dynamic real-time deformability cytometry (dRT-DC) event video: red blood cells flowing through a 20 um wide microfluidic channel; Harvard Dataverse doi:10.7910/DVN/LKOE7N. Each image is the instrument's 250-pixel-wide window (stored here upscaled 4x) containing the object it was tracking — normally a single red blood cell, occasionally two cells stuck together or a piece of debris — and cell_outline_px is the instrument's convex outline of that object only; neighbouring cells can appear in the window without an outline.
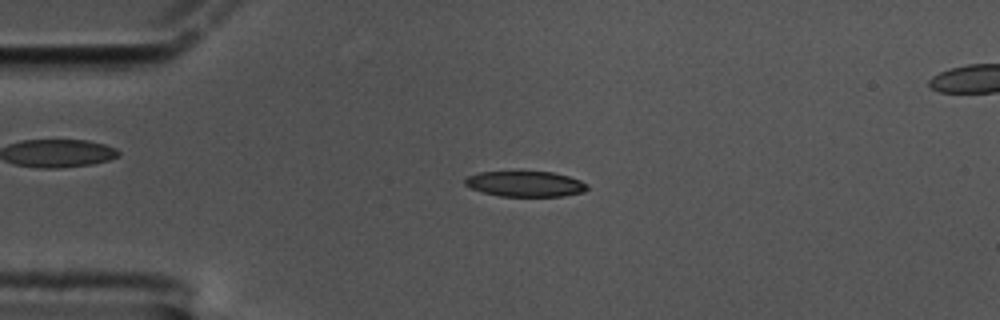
{"species": "common noctule bat (a hibernating species)", "species_latin": "Nyctalus noctula", "temperature_condition": "cold", "stored_images_in_passage": 60, "camera_frame_rate_fps": 3000, "um_per_image_px": 0.085, "animal": {"sex": "male", "body_mass_g": 17.5, "forearm_length_mm": 52.3}, "frame": {"image": 1, "passage_image": 14, "time_ms": 4.333, "image_size_px": [1000, 320], "cell_outline_px": [[588, 188], [584, 192], [564, 196], [500, 196], [484, 192], [472, 188], [464, 184], [464, 180], [468, 176], [480, 172], [552, 172], [568, 176], [580, 180], [588, 184]], "centroid_in_image_um": [44.68, 15.63], "position_along_channel_um": 40.3, "area_um2": 18.03}}
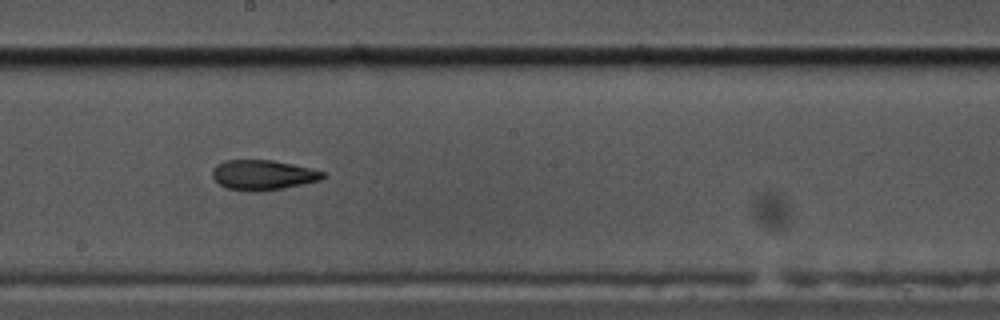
{"frame": {"image": 2, "passage_image": 33, "time_ms": 10.667, "image_size_px": [1000, 320], "cell_outline_px": [[324, 176], [320, 180], [280, 188], [256, 192], [228, 188], [220, 184], [212, 176], [212, 168], [216, 164], [224, 160], [272, 160], [292, 164], [324, 172]], "centroid_in_image_um": [22.29, 14.86], "position_along_channel_um": 225.9, "area_um2": 18.96}}
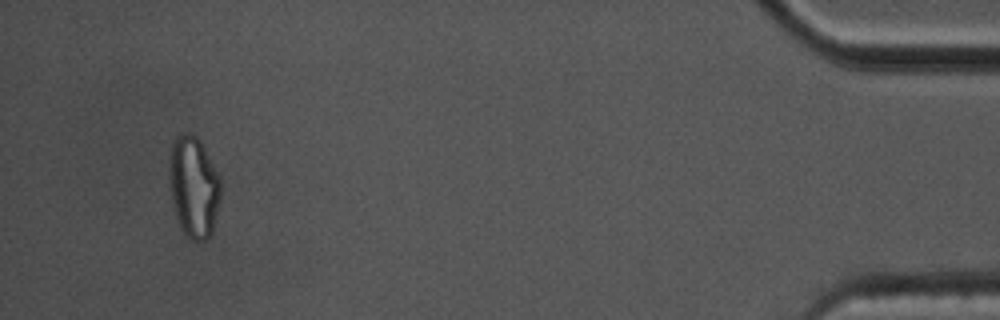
{"frame": {"image": 3, "passage_image": 57, "time_ms": 18.667, "image_size_px": [1000, 320], "cell_outline_px": [[220, 200], [212, 232], [208, 240], [192, 240], [180, 228], [176, 216], [168, 184], [168, 160], [172, 144], [176, 136], [184, 132], [188, 132], [196, 136], [200, 140], [220, 180]], "centroid_in_image_um": [16.43, 15.87], "position_along_channel_um": 418.8, "area_um2": 30.46}, "authors_computed_cell_mechanics": {"area_um2": 19.1607, "velocity_mm_per_s": 3.3359, "shape_relaxation_time_tau1_ms": null, "shape_relaxation_time_tau2_ms": 3.1046, "deformation_change_tau1": null, "deformation_change_tau2": 0.0996}}